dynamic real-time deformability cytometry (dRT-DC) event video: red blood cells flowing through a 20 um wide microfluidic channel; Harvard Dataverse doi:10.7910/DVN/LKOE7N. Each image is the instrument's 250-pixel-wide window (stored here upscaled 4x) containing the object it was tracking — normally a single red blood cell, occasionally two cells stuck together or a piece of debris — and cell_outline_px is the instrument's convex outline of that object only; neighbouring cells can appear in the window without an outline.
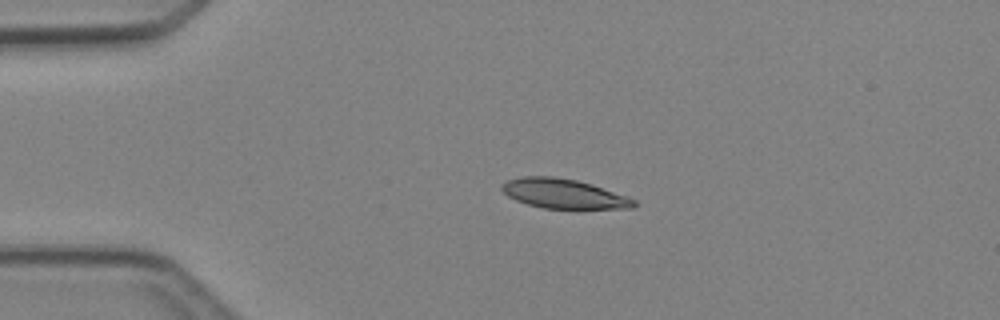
{"species": "Egyptian fruit bat (a non-hibernating species)", "species_latin": "Rousettus aegyptiacus", "temperature_condition": "cold", "stored_images_in_passage": 3, "camera_frame_rate_fps": 3000, "um_per_image_px": 0.085, "animal": {"sex": "female"}, "frame": {"image": 1, "passage_image": 2, "time_ms": 1.333, "image_size_px": [1000, 320], "cell_outline_px": [[636, 204], [632, 208], [544, 208], [528, 204], [516, 200], [508, 196], [500, 188], [500, 184], [508, 180], [524, 176], [552, 176], [576, 180], [592, 184], [628, 196], [636, 200]], "centroid_in_image_um": [47.9, 16.45], "position_along_channel_um": 37.1, "area_um2": 22.6}}